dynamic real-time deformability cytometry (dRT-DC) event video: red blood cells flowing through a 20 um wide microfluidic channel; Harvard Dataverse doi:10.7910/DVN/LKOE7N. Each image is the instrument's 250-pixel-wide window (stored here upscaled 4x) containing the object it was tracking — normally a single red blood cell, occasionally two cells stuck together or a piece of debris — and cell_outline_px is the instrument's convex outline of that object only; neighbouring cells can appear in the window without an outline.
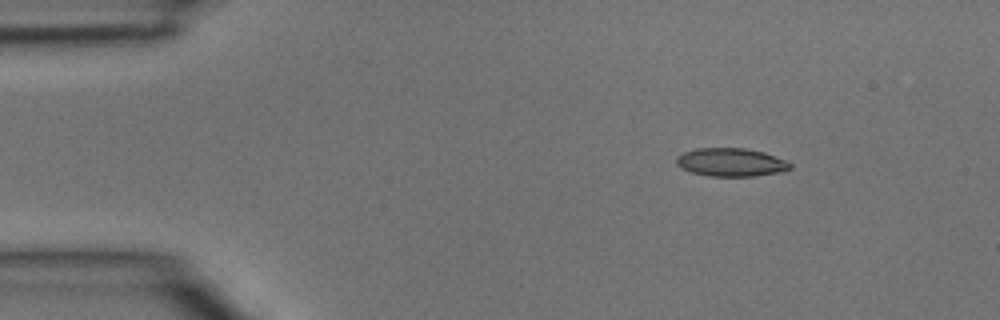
{"species": "common noctule bat (a hibernating species)", "species_latin": "Nyctalus noctula", "temperature_condition": "room temperature", "stored_images_in_passage": 3, "camera_frame_rate_fps": 3000, "um_per_image_px": 0.085, "animal": {"sex": "male", "body_mass_g": 15.6}, "frame": {"image": 1, "passage_image": 1, "time_ms": 0.0, "image_size_px": [1000, 320], "cell_outline_px": [[792, 168], [780, 172], [752, 176], [708, 176], [692, 172], [676, 164], [676, 156], [684, 152], [696, 148], [744, 148], [764, 152], [784, 160], [792, 164]], "centroid_in_image_um": [62.12, 13.79], "position_along_channel_um": 22.9, "area_um2": 18.61}}
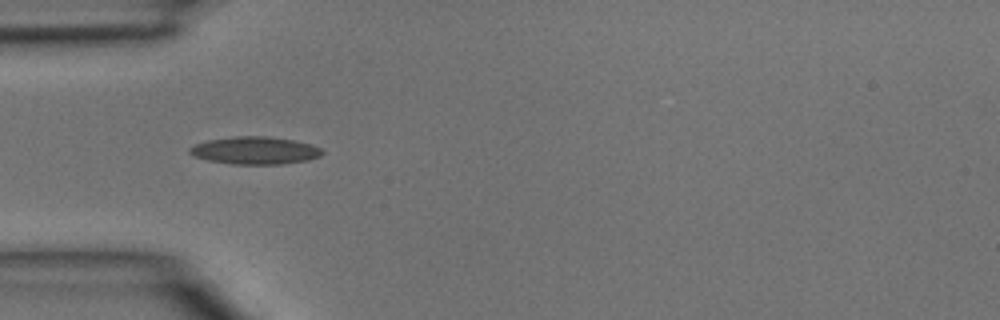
{"frame": {"image": 2, "passage_image": 3, "time_ms": 0.667, "image_size_px": [1000, 320], "cell_outline_px": [[324, 152], [320, 156], [308, 160], [280, 164], [232, 164], [208, 160], [196, 156], [188, 152], [188, 148], [196, 144], [208, 140], [236, 136], [264, 136], [292, 140], [312, 144], [320, 148]], "centroid_in_image_um": [21.68, 12.79], "position_along_channel_um": 63.3, "area_um2": 21.1}}